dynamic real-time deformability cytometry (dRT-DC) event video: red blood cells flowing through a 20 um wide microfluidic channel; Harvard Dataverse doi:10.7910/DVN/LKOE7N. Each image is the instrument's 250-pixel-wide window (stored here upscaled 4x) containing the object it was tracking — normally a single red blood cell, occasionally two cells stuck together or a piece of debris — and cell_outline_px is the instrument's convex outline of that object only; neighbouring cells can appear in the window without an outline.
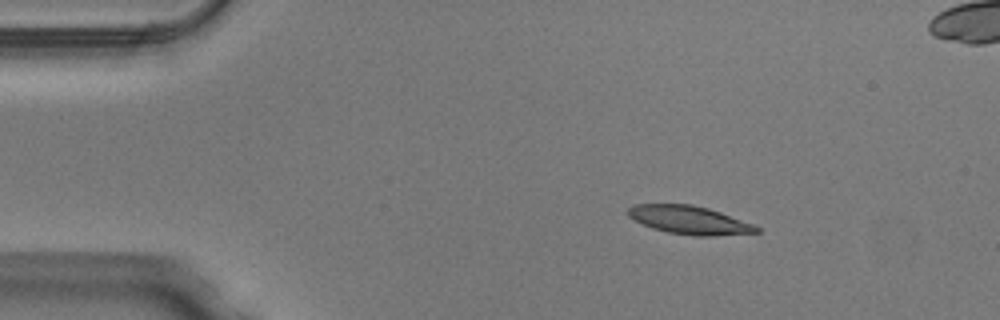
{"species": "Egyptian fruit bat (a non-hibernating species)", "species_latin": "Rousettus aegyptiacus", "temperature_condition": "warm", "stored_images_in_passage": 44, "camera_frame_rate_fps": 3000, "um_per_image_px": 0.085, "animal": {"sex": "male"}, "frame": {"image": 1, "passage_image": 1, "time_ms": 0.0, "image_size_px": [1000, 320], "cell_outline_px": [[760, 232], [708, 236], [696, 236], [668, 232], [652, 228], [628, 216], [628, 208], [632, 204], [692, 204], [708, 208], [720, 212], [752, 224], [760, 228]], "centroid_in_image_um": [58.58, 18.69], "position_along_channel_um": 26.4, "area_um2": 20.92}}
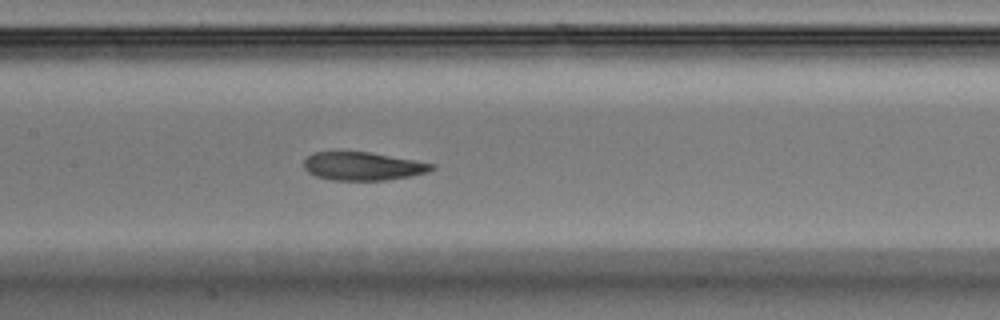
{"frame": {"image": 2, "passage_image": 17, "time_ms": 5.333, "image_size_px": [1000, 320], "cell_outline_px": [[436, 168], [428, 172], [408, 176], [384, 180], [332, 180], [316, 176], [308, 172], [304, 168], [304, 160], [312, 152], [368, 152], [416, 160], [436, 164]], "centroid_in_image_um": [30.85, 14.12], "position_along_channel_um": 176.5, "area_um2": 20.98}}
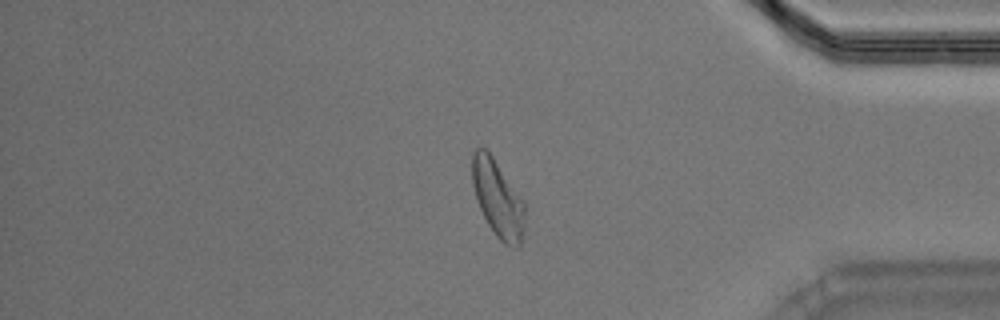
{"frame": {"image": 3, "passage_image": 35, "time_ms": 11.333, "image_size_px": [1000, 320], "cell_outline_px": [[524, 232], [520, 244], [516, 248], [512, 248], [504, 244], [496, 236], [488, 224], [480, 208], [472, 184], [472, 152], [476, 148], [484, 148], [492, 156], [524, 200]], "centroid_in_image_um": [42.32, 16.9], "position_along_channel_um": 392.9, "area_um2": 23.52}, "authors_computed_cell_mechanics": {"area_um2": 22.3975, "velocity_mm_per_s": 4.0196, "shape_relaxation_time_tau1_ms": null, "shape_relaxation_time_tau2_ms": 2.0672, "deformation_change_tau1": null, "deformation_change_tau2": 0.0927}}